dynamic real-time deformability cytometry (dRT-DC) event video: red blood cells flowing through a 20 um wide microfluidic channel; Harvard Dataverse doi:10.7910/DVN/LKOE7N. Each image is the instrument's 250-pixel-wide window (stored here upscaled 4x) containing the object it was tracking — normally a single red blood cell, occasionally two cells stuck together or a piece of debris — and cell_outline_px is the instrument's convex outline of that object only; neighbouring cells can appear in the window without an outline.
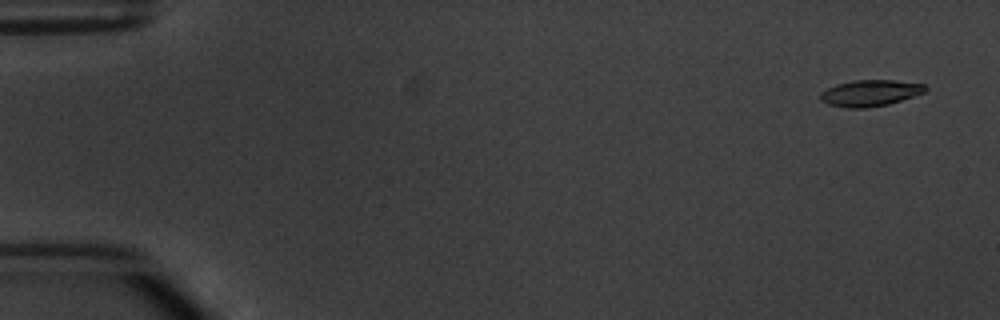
{"species": "common noctule bat (a hibernating species)", "species_latin": "Nyctalus noctula", "temperature_condition": "warm", "stored_images_in_passage": 3, "camera_frame_rate_fps": 3000, "um_per_image_px": 0.085, "animal": {"sex": "male", "body_mass_g": 20.1, "forearm_length_mm": 53.5}, "frame": {"image": 1, "passage_image": 1, "time_ms": 0.0, "image_size_px": [1000, 320], "cell_outline_px": [[928, 88], [924, 92], [888, 104], [864, 108], [848, 108], [828, 104], [820, 100], [820, 92], [836, 84], [852, 80], [892, 80], [924, 84]], "centroid_in_image_um": [73.92, 7.9], "position_along_channel_um": 11.1, "area_um2": 15.95}}